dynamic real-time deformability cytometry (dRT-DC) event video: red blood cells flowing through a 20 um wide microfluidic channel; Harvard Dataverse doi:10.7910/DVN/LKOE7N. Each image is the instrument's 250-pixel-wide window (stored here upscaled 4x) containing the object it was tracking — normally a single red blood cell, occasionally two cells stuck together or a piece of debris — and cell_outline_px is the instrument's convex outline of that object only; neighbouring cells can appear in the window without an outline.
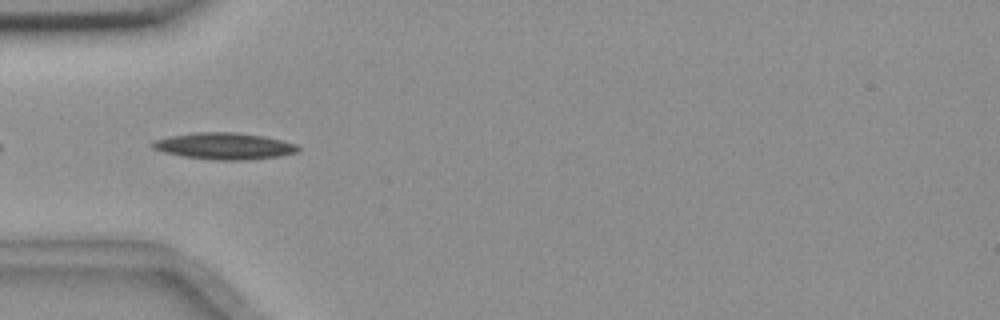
{"species": "common noctule bat (a hibernating species)", "species_latin": "Nyctalus noctula", "temperature_condition": "room temperature", "stored_images_in_passage": 40, "camera_frame_rate_fps": 3000, "um_per_image_px": 0.085, "animal": {"sex": "female", "body_mass_g": 18.4}, "frame": {"image": 1, "passage_image": 2, "time_ms": 0.333, "image_size_px": [1000, 320], "cell_outline_px": [[300, 148], [296, 152], [280, 156], [248, 160], [216, 160], [184, 156], [164, 152], [152, 148], [152, 144], [156, 140], [168, 136], [192, 132], [236, 132], [264, 136], [296, 144]], "centroid_in_image_um": [19.06, 12.41], "position_along_channel_um": 65.9, "area_um2": 22.48}}
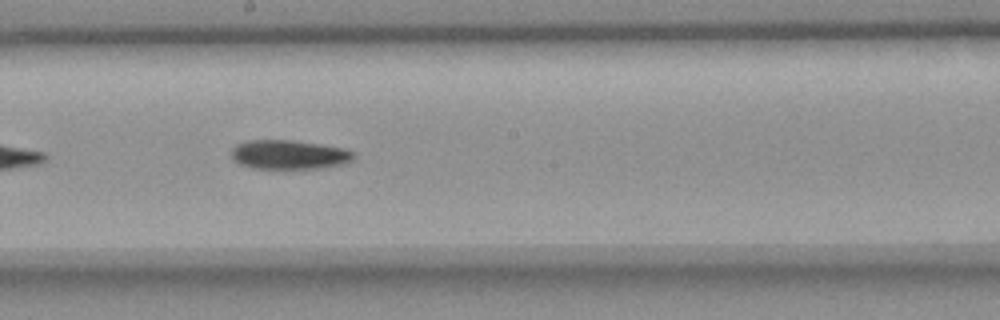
{"frame": {"image": 2, "passage_image": 15, "time_ms": 4.667, "image_size_px": [1000, 320], "cell_outline_px": [[356, 156], [352, 160], [344, 164], [324, 168], [252, 168], [240, 164], [232, 160], [232, 148], [236, 144], [248, 140], [288, 140], [320, 144], [344, 148], [356, 152]], "centroid_in_image_um": [24.6, 13.14], "position_along_channel_um": 223.6, "area_um2": 20.92}}
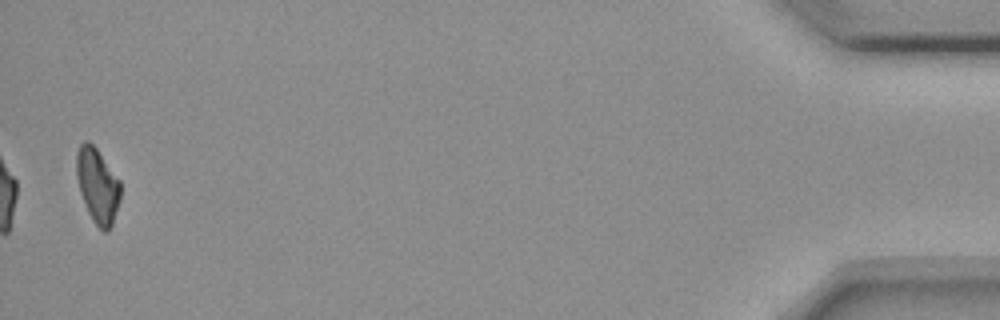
{"frame": {"image": 3, "passage_image": 39, "time_ms": 12.667, "image_size_px": [1000, 320], "cell_outline_px": [[120, 200], [112, 224], [108, 232], [104, 232], [92, 220], [88, 212], [80, 192], [76, 176], [76, 152], [80, 144], [84, 140], [88, 140], [96, 148], [120, 180]], "centroid_in_image_um": [8.28, 15.76], "position_along_channel_um": 426.9, "area_um2": 19.19}, "authors_computed_cell_mechanics": {"area_um2": 20.6057, "velocity_mm_per_s": 3.6663, "shape_relaxation_time_tau1_ms": 5.0901, "shape_relaxation_time_tau2_ms": null, "deformation_change_tau1": 0.152, "deformation_change_tau2": null}}